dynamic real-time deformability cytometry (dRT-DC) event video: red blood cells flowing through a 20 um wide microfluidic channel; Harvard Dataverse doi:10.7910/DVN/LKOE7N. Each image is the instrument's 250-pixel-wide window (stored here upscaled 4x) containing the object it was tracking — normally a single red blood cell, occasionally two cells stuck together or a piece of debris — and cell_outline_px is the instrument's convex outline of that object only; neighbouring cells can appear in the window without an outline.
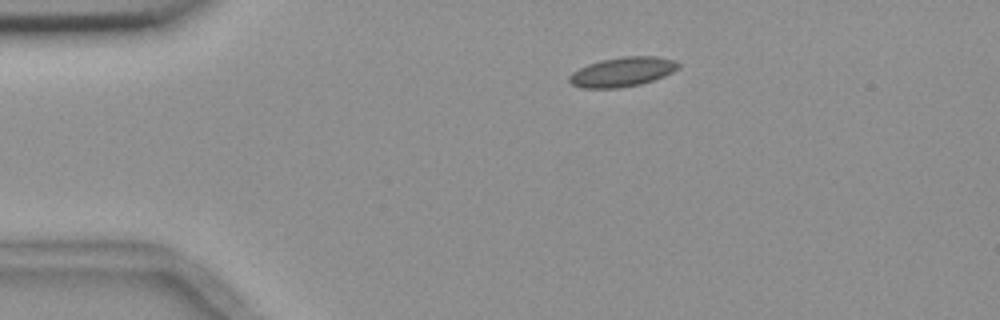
{"species": "common noctule bat (a hibernating species)", "species_latin": "Nyctalus noctula", "temperature_condition": "room temperature", "stored_images_in_passage": 46, "camera_frame_rate_fps": 3000, "um_per_image_px": 0.085, "animal": {"sex": "female", "body_mass_g": 18.4}, "frame": {"image": 1, "passage_image": 1, "time_ms": 0.0, "image_size_px": [1000, 320], "cell_outline_px": [[680, 68], [664, 76], [640, 84], [616, 88], [580, 88], [572, 84], [568, 80], [568, 76], [572, 72], [588, 64], [600, 60], [624, 56], [656, 56], [676, 60], [680, 64]], "centroid_in_image_um": [52.9, 6.1], "position_along_channel_um": 32.1, "area_um2": 18.79}}
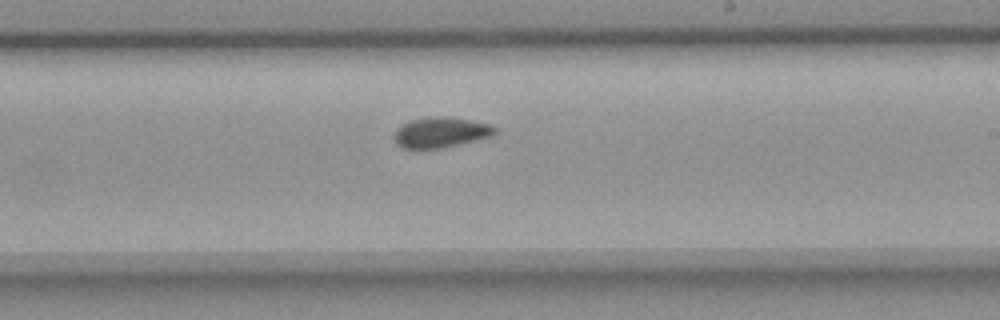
{"frame": {"image": 2, "passage_image": 23, "time_ms": 7.333, "image_size_px": [1000, 320], "cell_outline_px": [[496, 132], [492, 136], [444, 148], [420, 152], [416, 152], [400, 148], [396, 144], [392, 136], [396, 128], [408, 120], [428, 116], [444, 116], [472, 120], [488, 124], [496, 128]], "centroid_in_image_um": [37.34, 11.3], "position_along_channel_um": 251.7, "area_um2": 18.84}}
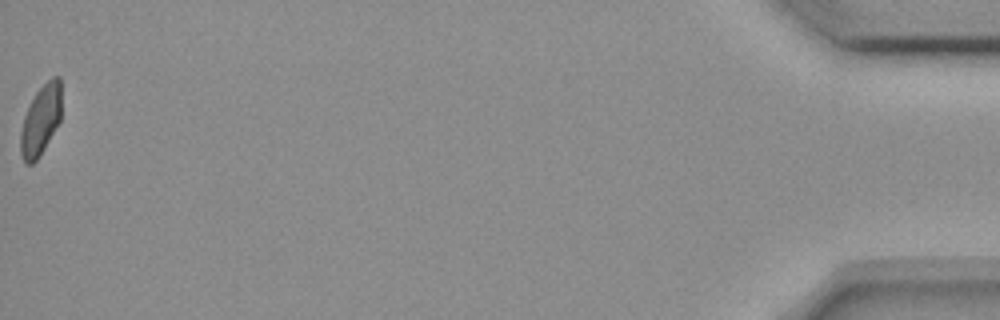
{"frame": {"image": 3, "passage_image": 46, "time_ms": 15.0, "image_size_px": [1000, 320], "cell_outline_px": [[60, 120], [44, 148], [36, 160], [32, 164], [24, 164], [20, 152], [20, 132], [24, 116], [36, 92], [52, 76], [60, 76]], "centroid_in_image_um": [3.44, 10.23], "position_along_channel_um": 431.8, "area_um2": 16.42}, "authors_computed_cell_mechanics": {"area_um2": 17.7446, "velocity_mm_per_s": 3.6474, "shape_relaxation_time_tau1_ms": null, "shape_relaxation_time_tau2_ms": 2.8228, "deformation_change_tau1": null, "deformation_change_tau2": 0.0496}}